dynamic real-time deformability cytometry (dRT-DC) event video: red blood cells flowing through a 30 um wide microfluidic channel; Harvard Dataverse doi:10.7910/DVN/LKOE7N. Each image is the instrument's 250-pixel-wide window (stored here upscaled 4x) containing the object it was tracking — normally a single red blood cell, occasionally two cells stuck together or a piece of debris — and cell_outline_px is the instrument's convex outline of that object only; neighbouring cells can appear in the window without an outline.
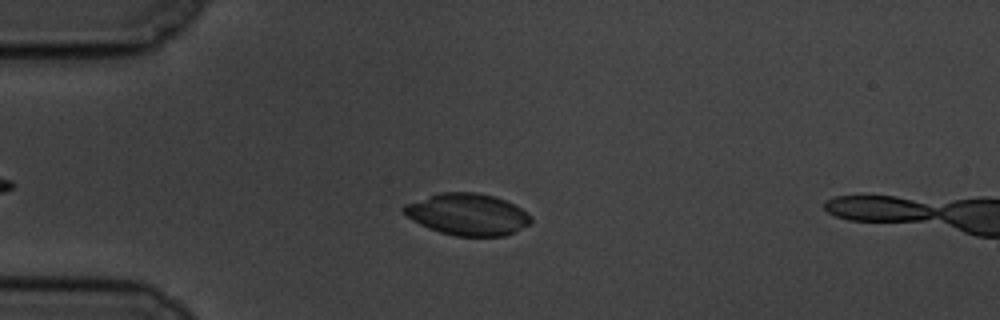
{"species": "common noctule bat (a hibernating species)", "species_latin": "Nyctalus noctula", "temperature_condition": "cold", "stored_images_in_passage": 53, "camera_frame_rate_fps": 3000, "um_per_image_px": 0.085, "animal": {"sex": "male", "body_mass_g": 19.5, "forearm_length_mm": 54.6}, "frame": {"image": 1, "passage_image": 14, "time_ms": 4.333, "image_size_px": [1000, 320], "cell_outline_px": [[532, 224], [516, 232], [504, 236], [456, 236], [440, 232], [428, 228], [412, 220], [400, 212], [400, 208], [404, 204], [440, 192], [476, 192], [496, 196], [528, 212], [532, 216]], "centroid_in_image_um": [39.74, 18.22], "position_along_channel_um": 45.3, "area_um2": 31.33}}
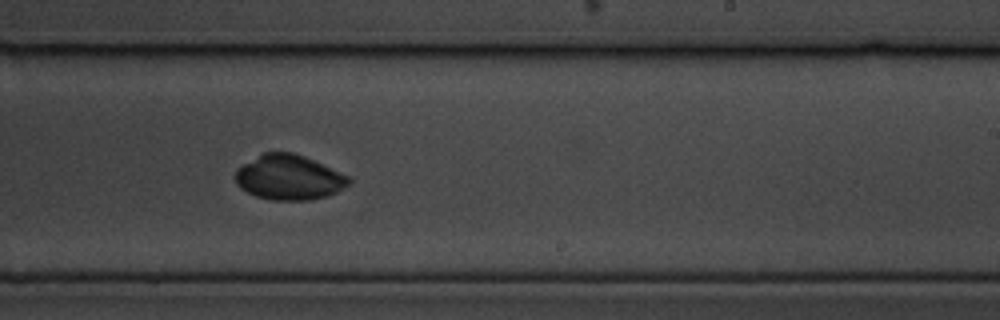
{"frame": {"image": 2, "passage_image": 35, "time_ms": 11.333, "image_size_px": [1000, 320], "cell_outline_px": [[352, 180], [348, 184], [336, 192], [328, 196], [308, 200], [272, 200], [256, 196], [240, 188], [236, 184], [236, 168], [264, 152], [292, 152], [304, 156], [348, 176]], "centroid_in_image_um": [24.54, 15.08], "position_along_channel_um": 264.5, "area_um2": 29.48}}
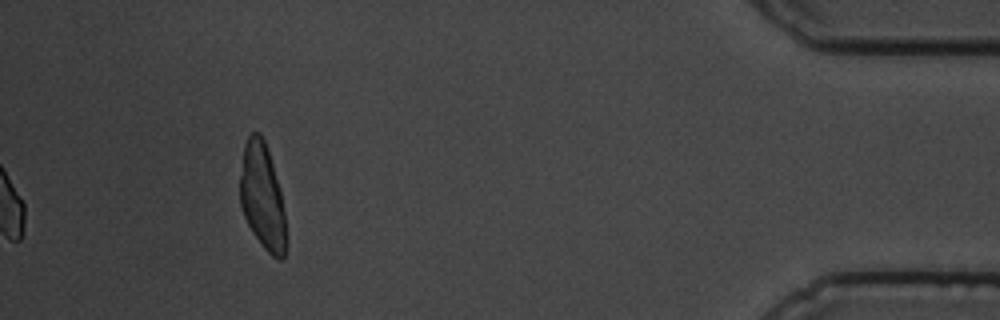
{"frame": {"image": 3, "passage_image": 53, "time_ms": 17.333, "image_size_px": [1000, 320], "cell_outline_px": [[284, 256], [280, 260], [272, 256], [260, 244], [252, 232], [244, 216], [240, 204], [240, 176], [244, 144], [248, 136], [252, 132], [260, 132], [268, 148], [280, 188], [284, 212]], "centroid_in_image_um": [22.27, 16.66], "position_along_channel_um": 412.9, "area_um2": 28.21}, "authors_computed_cell_mechanics": {"area_um2": 29.5358, "velocity_mm_per_s": 3.4352, "shape_relaxation_time_tau1_ms": 8.3336, "shape_relaxation_time_tau2_ms": null, "deformation_change_tau1": 0.2748, "deformation_change_tau2": null}}